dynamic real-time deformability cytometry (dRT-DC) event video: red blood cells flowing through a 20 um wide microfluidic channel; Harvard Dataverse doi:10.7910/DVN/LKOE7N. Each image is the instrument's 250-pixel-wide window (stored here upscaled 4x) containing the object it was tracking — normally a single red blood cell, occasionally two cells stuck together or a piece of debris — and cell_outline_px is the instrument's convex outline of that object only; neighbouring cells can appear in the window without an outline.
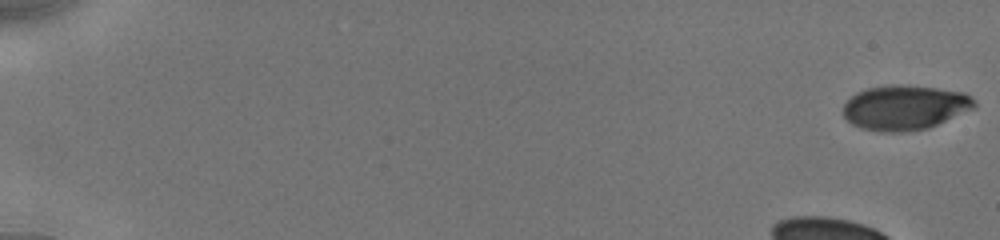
{"species": "human", "species_latin": "Homo sapiens", "temperature_condition": "cold", "stored_images_in_passage": 31, "camera_frame_rate_fps": 3000, "um_per_image_px": 0.085, "donor": {"sex": "male"}, "frame": {"image": 1, "passage_image": 1, "time_ms": 0.0, "image_size_px": [1000, 240], "cell_outline_px": [[976, 108], [928, 128], [908, 132], [880, 132], [864, 128], [852, 124], [844, 116], [844, 104], [856, 92], [868, 88], [892, 84], [900, 84], [936, 88], [964, 92], [972, 96], [976, 100]], "centroid_in_image_um": [76.95, 9.14], "position_along_channel_um": 8.0, "area_um2": 34.39}}
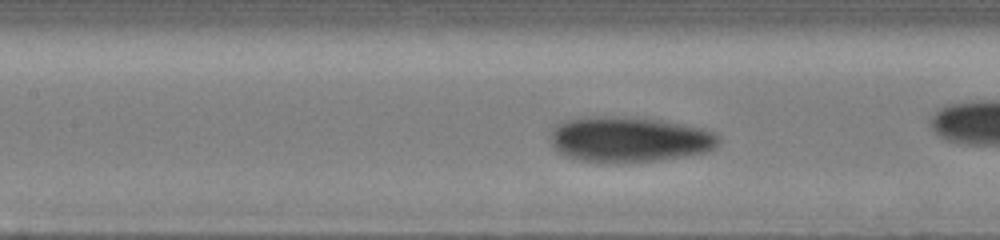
{"frame": {"image": 2, "passage_image": 18, "time_ms": 8.0, "image_size_px": [1000, 240], "cell_outline_px": [[720, 144], [716, 148], [708, 152], [688, 156], [660, 160], [628, 164], [608, 164], [576, 160], [556, 152], [548, 136], [552, 128], [556, 124], [564, 120], [584, 116], [636, 116], [660, 120], [704, 128], [720, 136]], "centroid_in_image_um": [53.45, 11.86], "position_along_channel_um": 153.9, "area_um2": 46.3}}
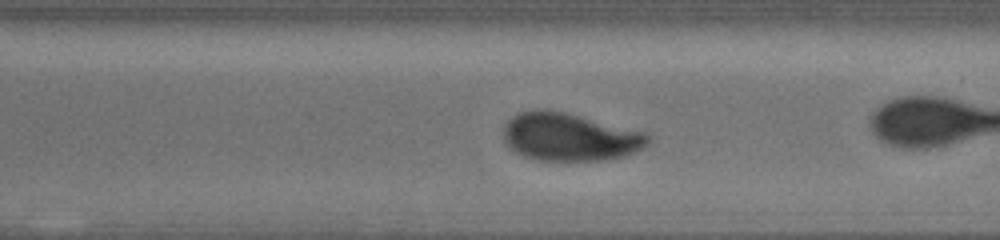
{"frame": {"image": 3, "passage_image": 27, "time_ms": 12.333, "image_size_px": [1000, 240], "cell_outline_px": [[652, 140], [648, 144], [624, 156], [604, 160], [540, 160], [524, 156], [516, 152], [504, 140], [504, 124], [512, 116], [520, 112], [536, 108], [544, 108], [564, 112], [644, 132]], "centroid_in_image_um": [48.38, 11.62], "position_along_channel_um": 322.2, "area_um2": 40.0}}